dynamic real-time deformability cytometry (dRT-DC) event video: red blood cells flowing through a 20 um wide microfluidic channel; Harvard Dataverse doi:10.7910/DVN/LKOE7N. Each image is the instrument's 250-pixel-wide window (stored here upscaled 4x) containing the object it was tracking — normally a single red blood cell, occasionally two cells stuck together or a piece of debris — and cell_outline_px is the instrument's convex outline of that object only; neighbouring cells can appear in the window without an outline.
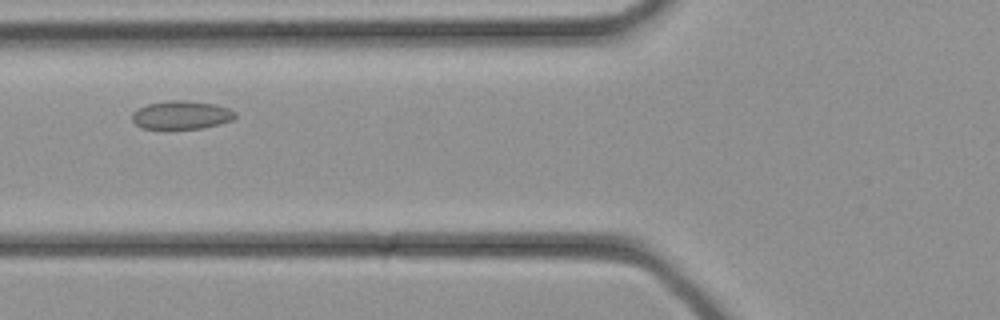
{"species": "common noctule bat (a hibernating species)", "species_latin": "Nyctalus noctula", "temperature_condition": "cold", "stored_images_in_passage": 27, "camera_frame_rate_fps": 3000, "um_per_image_px": 0.085, "animal": {"sex": "female", "body_mass_g": 21.9}, "frame": {"image": 1, "passage_image": 8, "time_ms": 2.333, "image_size_px": [1000, 320], "cell_outline_px": [[236, 116], [232, 120], [220, 124], [204, 128], [140, 128], [132, 120], [132, 112], [148, 104], [168, 100], [184, 100], [216, 104], [228, 108], [236, 112]], "centroid_in_image_um": [15.44, 9.77], "position_along_channel_um": 110.4, "area_um2": 16.99}}
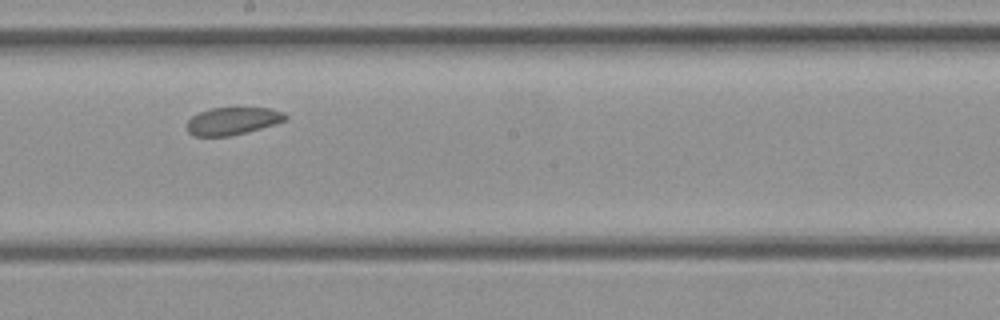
{"frame": {"image": 2, "passage_image": 14, "time_ms": 4.333, "image_size_px": [1000, 320], "cell_outline_px": [[288, 120], [276, 124], [228, 136], [192, 136], [188, 132], [188, 120], [192, 116], [200, 112], [212, 108], [272, 108], [284, 112], [288, 116]], "centroid_in_image_um": [19.81, 10.28], "position_along_channel_um": 228.4, "area_um2": 15.72}}
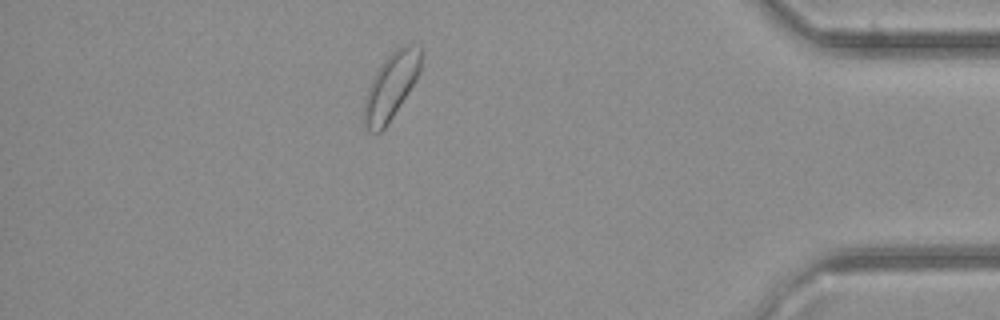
{"frame": {"image": 3, "passage_image": 25, "time_ms": 8.0, "image_size_px": [1000, 320], "cell_outline_px": [[420, 72], [416, 80], [388, 124], [380, 132], [372, 132], [368, 128], [364, 120], [364, 100], [368, 88], [380, 64], [396, 48], [404, 44], [412, 44], [420, 48]], "centroid_in_image_um": [33.24, 7.31], "position_along_channel_um": 402.0, "area_um2": 21.56}}